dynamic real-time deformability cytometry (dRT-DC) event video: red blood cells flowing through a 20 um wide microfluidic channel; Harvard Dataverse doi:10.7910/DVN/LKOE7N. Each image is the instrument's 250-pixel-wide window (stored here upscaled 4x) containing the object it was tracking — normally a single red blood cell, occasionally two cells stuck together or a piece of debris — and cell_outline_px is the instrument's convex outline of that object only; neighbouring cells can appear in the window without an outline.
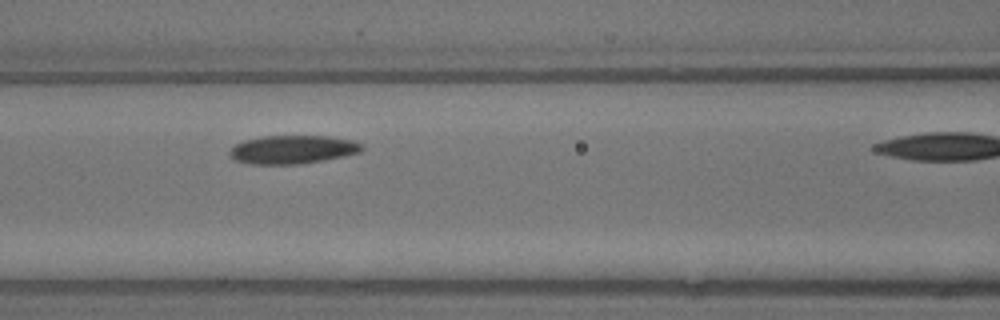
{"species": "common noctule bat (a hibernating species)", "species_latin": "Nyctalus noctula", "temperature_condition": "warm", "stored_images_in_passage": 6, "segment_of_instrument_passage": [1, 2], "camera_frame_rate_fps": 3000, "um_per_image_px": 0.085, "animal": {"sex": "male", "body_mass_g": 13.3}, "frame": {"image": 1, "passage_image": 4, "time_ms": 1.0, "image_size_px": [1000, 320], "cell_outline_px": [[364, 148], [360, 152], [344, 156], [324, 160], [300, 164], [252, 164], [236, 160], [228, 156], [228, 152], [236, 144], [244, 140], [260, 136], [328, 136], [352, 140], [364, 144]], "centroid_in_image_um": [24.88, 12.71], "position_along_channel_um": 141.7, "area_um2": 22.02}}
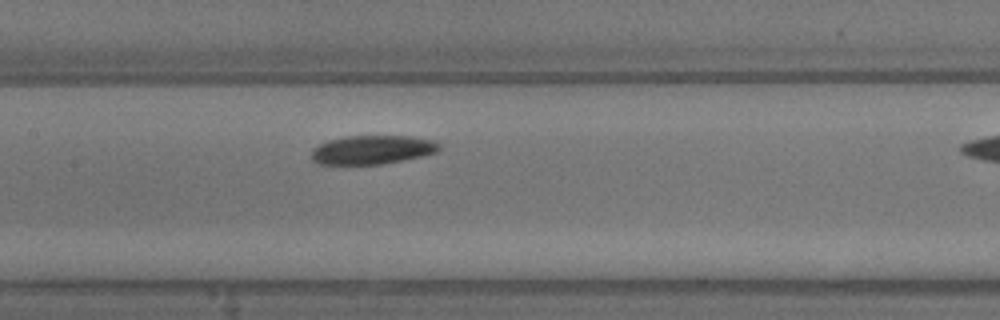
{"frame": {"image": 2, "passage_image": 5, "time_ms": 1.333, "image_size_px": [1000, 320], "cell_outline_px": [[440, 152], [404, 160], [384, 164], [320, 164], [312, 160], [312, 148], [328, 140], [344, 136], [412, 136], [436, 140], [440, 144]], "centroid_in_image_um": [31.7, 12.72], "position_along_channel_um": 175.7, "area_um2": 21.73}}